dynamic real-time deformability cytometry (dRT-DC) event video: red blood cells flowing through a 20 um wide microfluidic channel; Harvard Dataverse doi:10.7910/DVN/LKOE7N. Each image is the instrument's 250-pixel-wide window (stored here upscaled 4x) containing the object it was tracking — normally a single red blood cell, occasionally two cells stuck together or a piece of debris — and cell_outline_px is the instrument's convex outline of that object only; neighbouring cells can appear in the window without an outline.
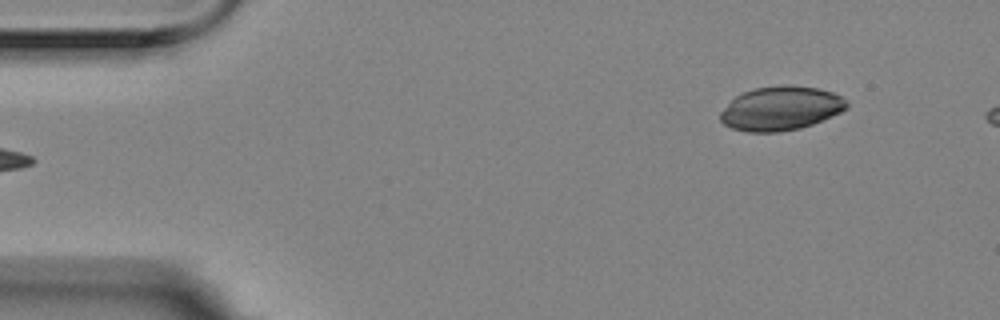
{"species": "Egyptian fruit bat (a non-hibernating species)", "species_latin": "Rousettus aegyptiacus", "temperature_condition": "room temperature", "stored_images_in_passage": 5, "segment_of_instrument_passage": [2, 2], "camera_frame_rate_fps": 3000, "um_per_image_px": 0.085, "animal": {"sex": "female"}, "frame": {"image": 1, "passage_image": 5, "time_ms": 1.333, "image_size_px": [1000, 320], "cell_outline_px": [[848, 108], [832, 116], [812, 124], [800, 128], [780, 132], [748, 132], [732, 128], [724, 124], [720, 120], [720, 112], [736, 96], [744, 92], [756, 88], [788, 84], [816, 88], [832, 92], [840, 96], [848, 104]], "centroid_in_image_um": [66.36, 9.22], "position_along_channel_um": 18.6, "area_um2": 32.19}}